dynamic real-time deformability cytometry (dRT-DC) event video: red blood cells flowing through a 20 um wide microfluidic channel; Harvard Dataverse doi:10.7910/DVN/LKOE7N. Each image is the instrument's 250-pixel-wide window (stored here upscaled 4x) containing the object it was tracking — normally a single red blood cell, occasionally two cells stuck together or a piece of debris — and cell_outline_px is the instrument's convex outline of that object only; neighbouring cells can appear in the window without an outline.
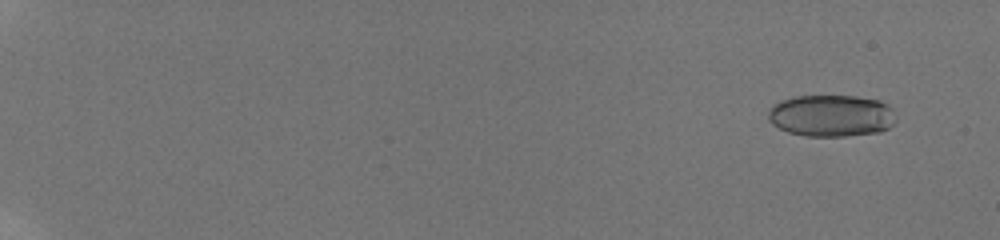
{"species": "human", "species_latin": "Homo sapiens", "temperature_condition": "room temperature", "stored_images_in_passage": 23, "camera_frame_rate_fps": 3000, "um_per_image_px": 0.085, "donor": {"sex": "male"}, "frame": {"image": 1, "passage_image": 4, "time_ms": 1.0, "image_size_px": [1000, 240], "cell_outline_px": [[896, 120], [888, 128], [880, 132], [844, 136], [804, 136], [788, 132], [772, 124], [768, 120], [768, 112], [772, 104], [780, 100], [796, 96], [856, 96], [880, 100], [888, 104], [892, 108]], "centroid_in_image_um": [70.65, 9.83], "position_along_channel_um": 14.3, "area_um2": 31.44}}
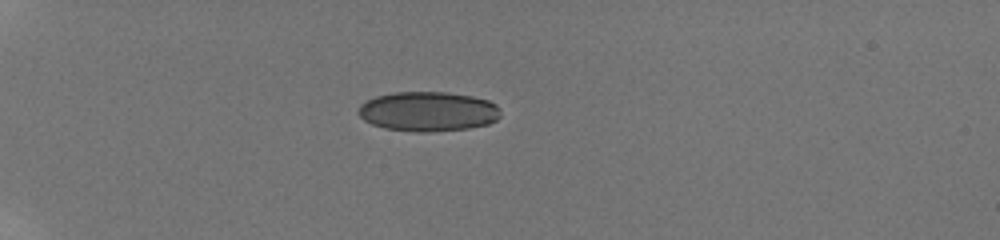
{"frame": {"image": 2, "passage_image": 19, "time_ms": 6.0, "image_size_px": [1000, 240], "cell_outline_px": [[500, 116], [496, 120], [488, 124], [468, 128], [424, 132], [416, 132], [384, 128], [372, 124], [364, 120], [356, 112], [360, 104], [376, 96], [392, 92], [448, 92], [472, 96], [488, 100], [496, 104], [500, 108]], "centroid_in_image_um": [36.38, 9.47], "position_along_channel_um": 48.6, "area_um2": 33.0}}